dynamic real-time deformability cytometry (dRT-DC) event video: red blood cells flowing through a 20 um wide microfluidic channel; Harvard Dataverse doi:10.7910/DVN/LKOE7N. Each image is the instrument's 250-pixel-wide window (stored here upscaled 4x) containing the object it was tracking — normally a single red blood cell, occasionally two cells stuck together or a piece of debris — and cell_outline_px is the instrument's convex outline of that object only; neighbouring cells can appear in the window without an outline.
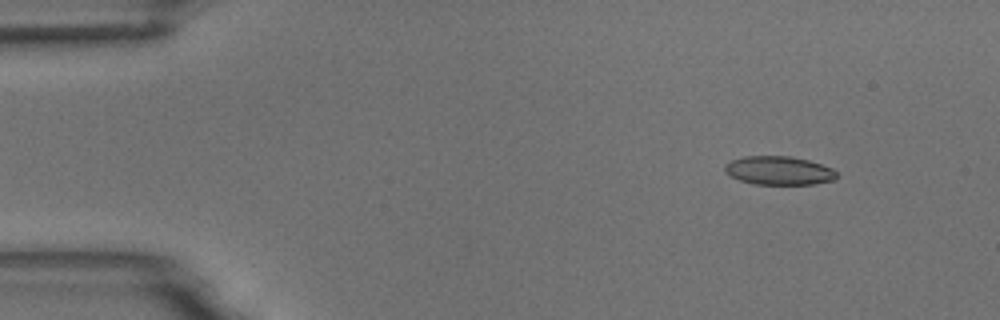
{"species": "common noctule bat (a hibernating species)", "species_latin": "Nyctalus noctula", "temperature_condition": "room temperature", "stored_images_in_passage": 3, "camera_frame_rate_fps": 3000, "um_per_image_px": 0.085, "animal": {"sex": "male", "body_mass_g": 18.8}, "frame": {"image": 1, "passage_image": 1, "time_ms": 0.0, "image_size_px": [1000, 320], "cell_outline_px": [[836, 176], [832, 180], [812, 184], [756, 184], [740, 180], [724, 172], [724, 164], [732, 160], [744, 156], [788, 156], [808, 160], [832, 168], [836, 172]], "centroid_in_image_um": [66.16, 14.49], "position_along_channel_um": 18.8, "area_um2": 18.44}}